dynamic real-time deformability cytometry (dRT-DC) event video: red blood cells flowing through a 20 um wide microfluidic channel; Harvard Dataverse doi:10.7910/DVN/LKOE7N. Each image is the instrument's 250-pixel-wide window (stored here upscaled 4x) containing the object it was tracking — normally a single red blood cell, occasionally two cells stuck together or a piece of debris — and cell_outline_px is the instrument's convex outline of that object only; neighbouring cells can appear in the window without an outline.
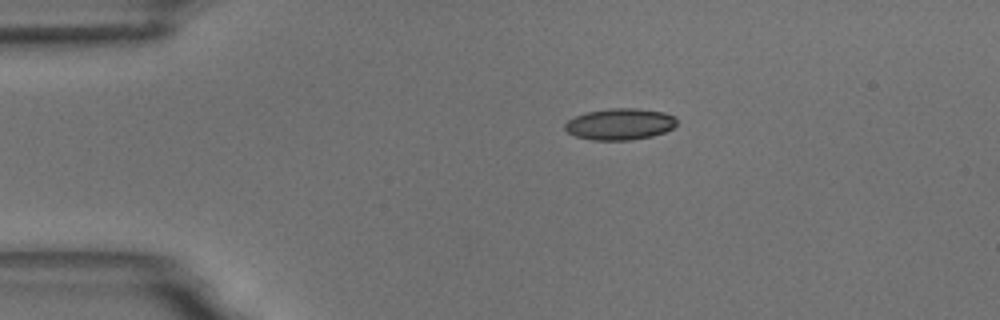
{"species": "common noctule bat (a hibernating species)", "species_latin": "Nyctalus noctula", "temperature_condition": "room temperature", "stored_images_in_passage": 45, "camera_frame_rate_fps": 3000, "um_per_image_px": 0.085, "animal": {"sex": "male", "body_mass_g": 18.8}, "frame": {"image": 1, "passage_image": 1, "time_ms": 0.0, "image_size_px": [1000, 320], "cell_outline_px": [[676, 124], [672, 128], [664, 132], [652, 136], [632, 140], [592, 140], [576, 136], [568, 132], [564, 128], [564, 124], [568, 120], [576, 116], [588, 112], [612, 108], [636, 108], [664, 112], [676, 116]], "centroid_in_image_um": [52.71, 10.55], "position_along_channel_um": 32.3, "area_um2": 20.46}}
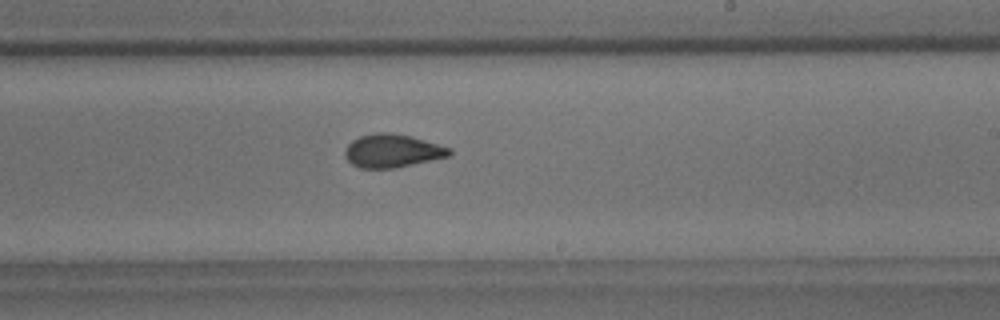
{"frame": {"image": 2, "passage_image": 23, "time_ms": 7.333, "image_size_px": [1000, 320], "cell_outline_px": [[452, 152], [448, 156], [392, 168], [360, 168], [352, 164], [344, 156], [344, 152], [348, 144], [352, 140], [360, 136], [376, 132], [392, 132], [412, 136], [452, 148]], "centroid_in_image_um": [33.32, 12.8], "position_along_channel_um": 255.7, "area_um2": 20.17}}
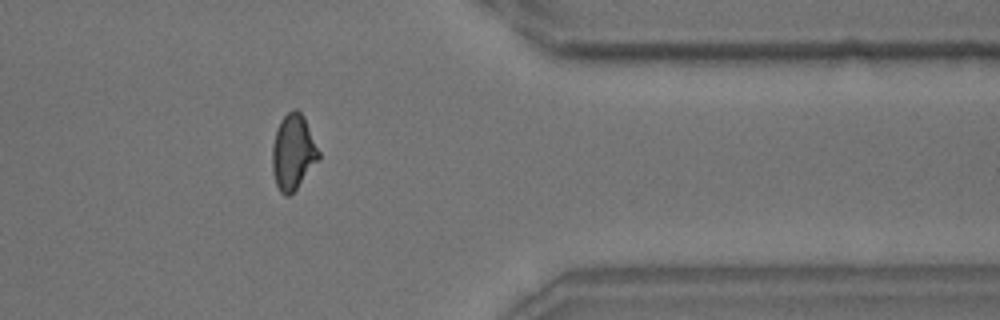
{"frame": {"image": 3, "passage_image": 35, "time_ms": 11.333, "image_size_px": [1000, 320], "cell_outline_px": [[320, 156], [296, 188], [288, 196], [284, 196], [280, 192], [276, 184], [272, 172], [272, 144], [276, 128], [280, 120], [292, 108], [296, 108], [304, 116], [320, 152]], "centroid_in_image_um": [24.88, 12.89], "position_along_channel_um": 386.5, "area_um2": 20.29}, "authors_computed_cell_mechanics": {"area_um2": 20.1722, "velocity_mm_per_s": 3.6479, "shape_relaxation_time_tau1_ms": 7.1756, "shape_relaxation_time_tau2_ms": 1.3557, "deformation_change_tau1": 0.1599, "deformation_change_tau2": 0.0668}}